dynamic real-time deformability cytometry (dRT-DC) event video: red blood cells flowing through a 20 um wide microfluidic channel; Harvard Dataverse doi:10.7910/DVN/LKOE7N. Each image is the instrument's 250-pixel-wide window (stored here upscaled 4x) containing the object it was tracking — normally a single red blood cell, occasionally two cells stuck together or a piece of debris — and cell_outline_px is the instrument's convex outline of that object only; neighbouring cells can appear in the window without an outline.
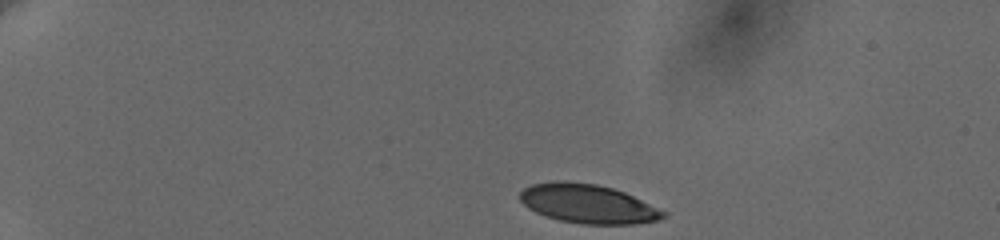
{"species": "human", "species_latin": "Homo sapiens", "temperature_condition": "cold", "stored_images_in_passage": 7, "camera_frame_rate_fps": 3000, "um_per_image_px": 0.085, "donor": {"sex": "female"}, "frame": {"image": 1, "passage_image": 1, "time_ms": 0.0, "image_size_px": [1000, 240], "cell_outline_px": [[668, 216], [656, 220], [632, 224], [584, 224], [560, 220], [544, 216], [528, 208], [520, 200], [520, 192], [524, 188], [532, 184], [556, 180], [564, 180], [596, 184], [612, 188], [624, 192], [668, 212]], "centroid_in_image_um": [49.96, 17.31], "position_along_channel_um": 35.0, "area_um2": 32.6}}
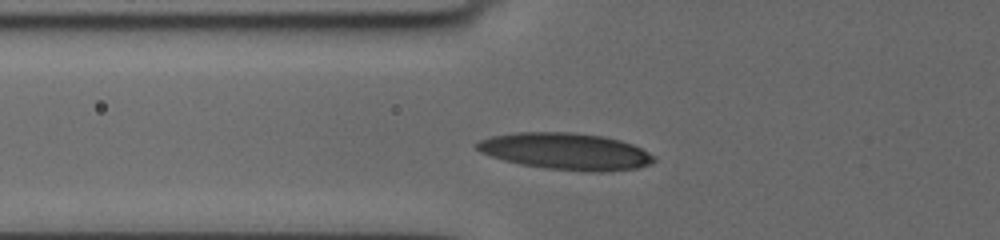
{"frame": {"image": 2, "passage_image": 7, "time_ms": 3.667, "image_size_px": [1000, 240], "cell_outline_px": [[656, 160], [648, 164], [636, 168], [604, 172], [584, 172], [544, 168], [520, 164], [504, 160], [480, 152], [472, 144], [480, 140], [492, 136], [516, 132], [572, 132], [604, 136], [620, 140], [632, 144], [656, 156]], "centroid_in_image_um": [48.08, 12.86], "position_along_channel_um": 77.7, "area_um2": 38.09}}